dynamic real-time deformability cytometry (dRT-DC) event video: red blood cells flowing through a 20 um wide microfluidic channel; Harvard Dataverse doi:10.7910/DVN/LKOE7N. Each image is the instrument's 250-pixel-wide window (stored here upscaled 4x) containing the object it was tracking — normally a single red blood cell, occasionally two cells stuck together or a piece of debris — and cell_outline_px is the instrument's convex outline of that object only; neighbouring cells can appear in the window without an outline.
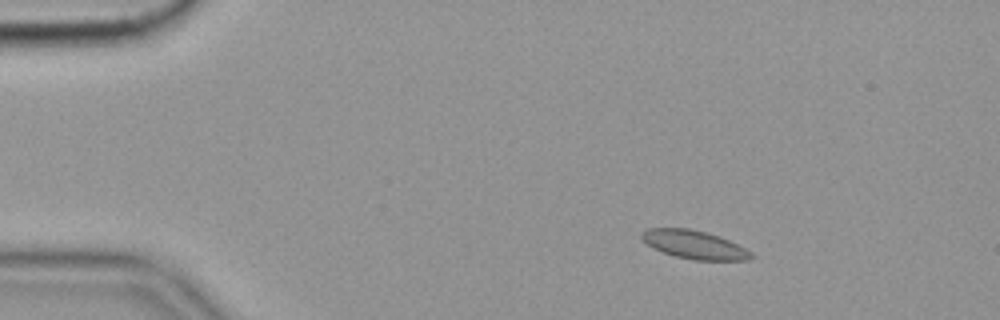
{"species": "common noctule bat (a hibernating species)", "species_latin": "Nyctalus noctula", "temperature_condition": "cold", "stored_images_in_passage": 57, "camera_frame_rate_fps": 3000, "um_per_image_px": 0.085, "animal": {"sex": "female", "body_mass_g": 19.9}, "frame": {"image": 1, "passage_image": 9, "time_ms": 2.667, "image_size_px": [1000, 320], "cell_outline_px": [[756, 256], [748, 260], [692, 260], [676, 256], [652, 248], [640, 236], [640, 232], [648, 228], [688, 228], [720, 236], [752, 252]], "centroid_in_image_um": [59.01, 20.8], "position_along_channel_um": 26.0, "area_um2": 18.03}}
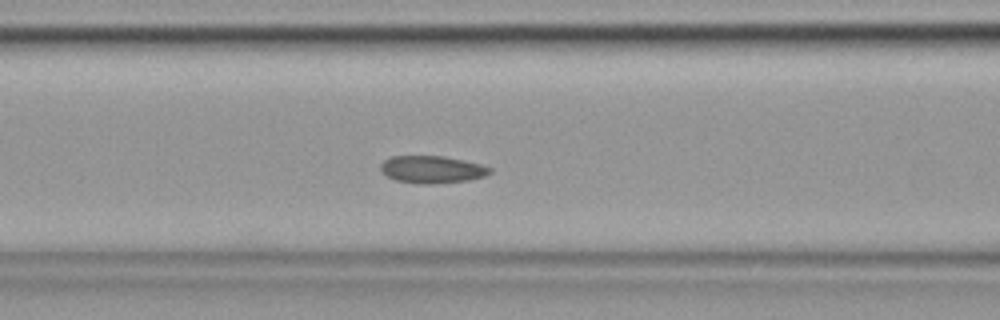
{"frame": {"image": 2, "passage_image": 24, "time_ms": 7.667, "image_size_px": [1000, 320], "cell_outline_px": [[492, 172], [484, 176], [468, 180], [428, 184], [420, 184], [396, 180], [388, 176], [380, 168], [380, 164], [384, 160], [392, 156], [444, 156], [464, 160], [480, 164], [492, 168]], "centroid_in_image_um": [36.73, 14.39], "position_along_channel_um": 129.9, "area_um2": 17.28}}
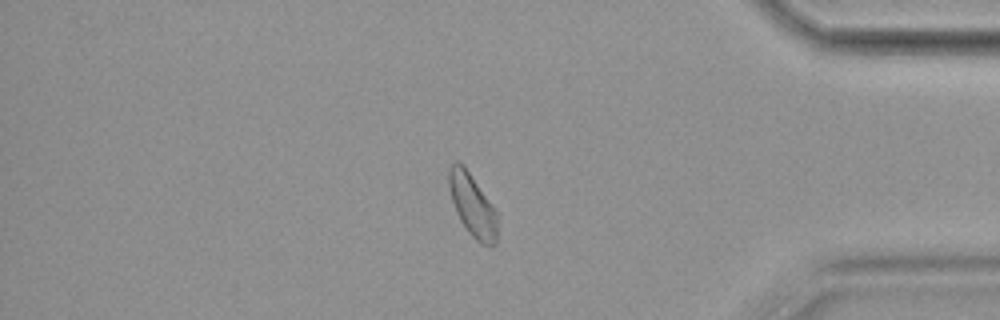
{"frame": {"image": 3, "passage_image": 49, "time_ms": 16.0, "image_size_px": [1000, 320], "cell_outline_px": [[496, 244], [492, 248], [480, 244], [468, 232], [460, 220], [456, 212], [448, 188], [448, 168], [456, 160], [468, 172], [496, 212]], "centroid_in_image_um": [40.13, 17.51], "position_along_channel_um": 395.1, "area_um2": 17.22}, "authors_computed_cell_mechanics": {"area_um2": 17.7446, "velocity_mm_per_s": 3.4968, "shape_relaxation_time_tau1_ms": null, "shape_relaxation_time_tau2_ms": 3.6401, "deformation_change_tau1": null, "deformation_change_tau2": 0.0684}}